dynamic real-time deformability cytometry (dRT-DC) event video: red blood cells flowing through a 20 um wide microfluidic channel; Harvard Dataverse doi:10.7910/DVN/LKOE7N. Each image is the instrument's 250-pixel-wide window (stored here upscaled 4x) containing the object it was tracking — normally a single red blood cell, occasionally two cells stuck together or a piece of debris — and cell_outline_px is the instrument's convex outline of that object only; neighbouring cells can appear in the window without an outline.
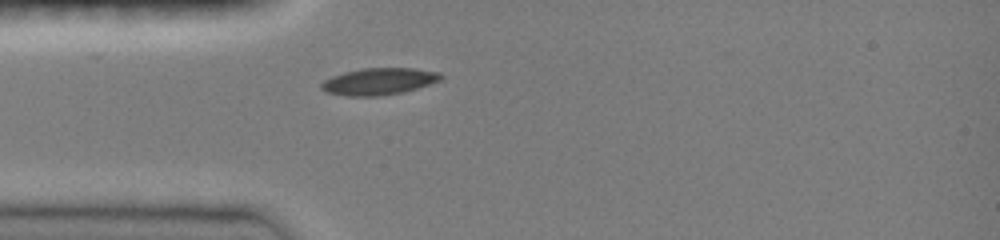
{"species": "common noctule bat (a hibernating species)", "species_latin": "Nyctalus noctula", "temperature_condition": "room temperature", "stored_images_in_passage": 22, "camera_frame_rate_fps": 3000, "um_per_image_px": 0.085, "animal": {"sex": "female", "body_mass_g": 19.0, "forearm_length_mm": 51.5}, "frame": {"image": 1, "passage_image": 1, "time_ms": 0.0, "image_size_px": [1000, 240], "cell_outline_px": [[444, 76], [440, 80], [404, 92], [380, 96], [344, 96], [328, 92], [320, 88], [320, 84], [324, 80], [332, 76], [344, 72], [360, 68], [412, 68], [440, 72]], "centroid_in_image_um": [32.19, 6.92], "position_along_channel_um": 52.8, "area_um2": 18.73}}
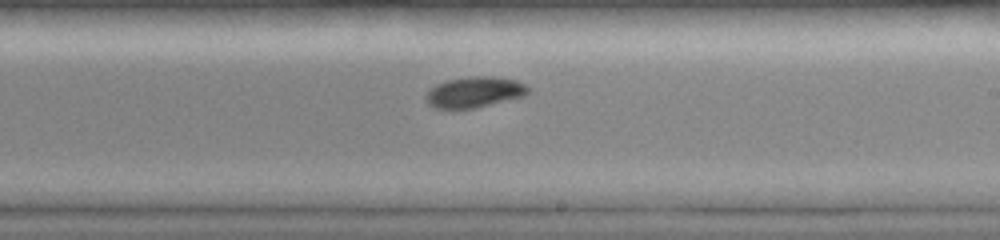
{"frame": {"image": 2, "passage_image": 11, "time_ms": 5.0, "image_size_px": [1000, 240], "cell_outline_px": [[528, 92], [524, 96], [476, 108], [432, 108], [428, 104], [424, 96], [436, 84], [444, 80], [468, 76], [492, 76], [516, 80], [524, 84], [528, 88]], "centroid_in_image_um": [40.29, 7.82], "position_along_channel_um": 248.7, "area_um2": 18.38}}
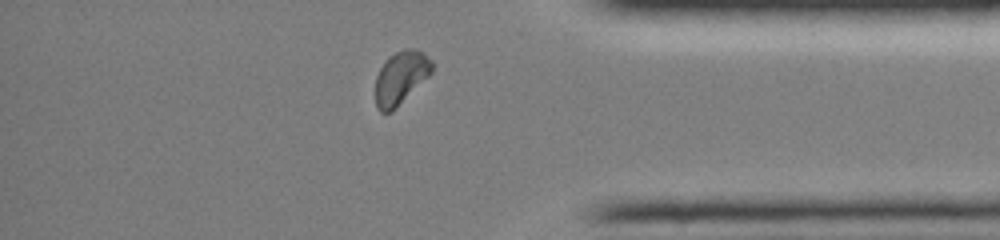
{"frame": {"image": 3, "passage_image": 19, "time_ms": 9.0, "image_size_px": [1000, 240], "cell_outline_px": [[432, 72], [392, 112], [380, 112], [376, 108], [376, 76], [384, 60], [388, 56], [404, 48], [412, 48], [424, 52], [432, 60]], "centroid_in_image_um": [34.05, 6.58], "position_along_channel_um": 401.1, "area_um2": 17.51}, "authors_computed_cell_mechanics": {"area_um2": 17.918, "velocity_mm_per_s": 4.0026, "shape_relaxation_time_tau1_ms": 1.9914, "shape_relaxation_time_tau2_ms": null, "deformation_change_tau1": 0.1158, "deformation_change_tau2": null}}